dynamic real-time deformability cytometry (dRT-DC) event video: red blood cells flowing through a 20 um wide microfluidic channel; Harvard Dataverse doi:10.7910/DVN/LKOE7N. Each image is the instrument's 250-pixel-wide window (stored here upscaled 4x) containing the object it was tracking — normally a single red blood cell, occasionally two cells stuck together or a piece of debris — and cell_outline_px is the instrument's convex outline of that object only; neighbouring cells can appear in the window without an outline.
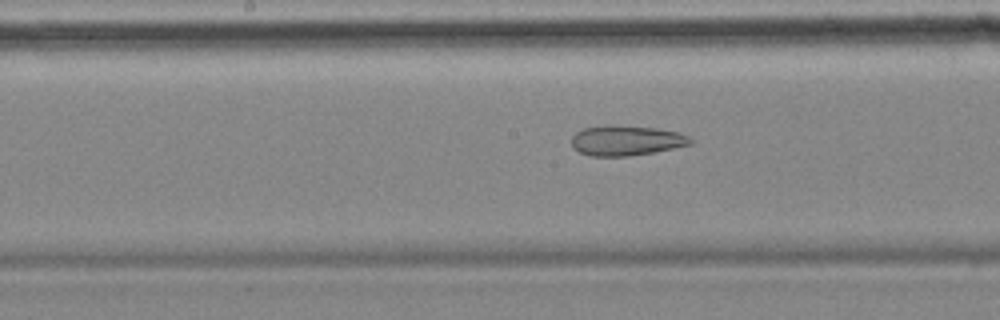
{"species": "common noctule bat (a hibernating species)", "species_latin": "Nyctalus noctula", "temperature_condition": "cold", "stored_images_in_passage": 35, "camera_frame_rate_fps": 3000, "um_per_image_px": 0.085, "animal": {"sex": "female", "body_mass_g": 18.4}, "frame": {"image": 1, "passage_image": 11, "time_ms": 3.333, "image_size_px": [1000, 320], "cell_outline_px": [[692, 144], [652, 152], [628, 156], [592, 156], [580, 152], [572, 148], [572, 136], [576, 132], [584, 128], [656, 128], [680, 132], [688, 136], [692, 140]], "centroid_in_image_um": [53.25, 11.99], "position_along_channel_um": 194.9, "area_um2": 19.83}}
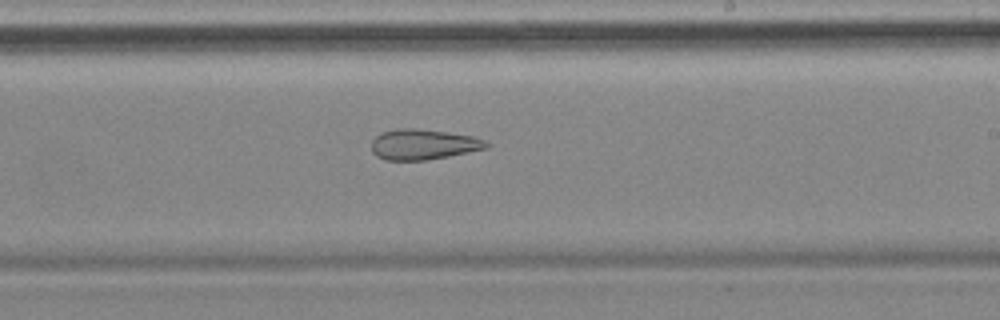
{"frame": {"image": 2, "passage_image": 16, "time_ms": 5.0, "image_size_px": [1000, 320], "cell_outline_px": [[488, 148], [428, 160], [384, 160], [376, 156], [372, 152], [372, 140], [376, 136], [384, 132], [396, 128], [416, 128], [448, 132], [472, 136], [484, 140], [488, 144]], "centroid_in_image_um": [35.95, 12.27], "position_along_channel_um": 253.0, "area_um2": 20.35}}